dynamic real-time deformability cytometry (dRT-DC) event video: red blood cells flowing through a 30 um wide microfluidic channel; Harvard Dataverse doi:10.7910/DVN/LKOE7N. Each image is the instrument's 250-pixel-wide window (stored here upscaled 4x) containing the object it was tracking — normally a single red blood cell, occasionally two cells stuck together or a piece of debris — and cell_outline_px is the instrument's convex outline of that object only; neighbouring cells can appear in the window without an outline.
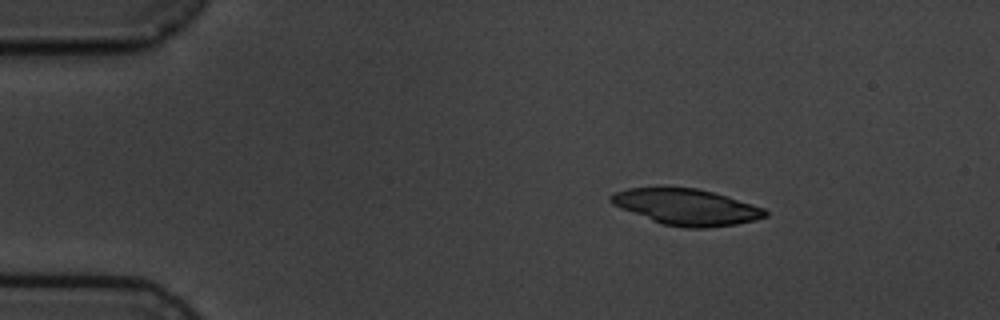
{"species": "common noctule bat (a hibernating species)", "species_latin": "Nyctalus noctula", "temperature_condition": "cold", "stored_images_in_passage": 3, "camera_frame_rate_fps": 3000, "um_per_image_px": 0.085, "animal": {"sex": "male", "body_mass_g": 19.5, "forearm_length_mm": 54.6}, "frame": {"image": 1, "passage_image": 1, "time_ms": 0.0, "image_size_px": [1000, 320], "cell_outline_px": [[768, 216], [756, 220], [736, 224], [708, 228], [684, 228], [664, 224], [652, 220], [620, 208], [612, 204], [608, 200], [608, 196], [612, 192], [628, 188], [696, 188], [712, 192], [752, 204], [764, 208], [768, 212]], "centroid_in_image_um": [58.33, 17.6], "position_along_channel_um": 26.7, "area_um2": 32.31}}